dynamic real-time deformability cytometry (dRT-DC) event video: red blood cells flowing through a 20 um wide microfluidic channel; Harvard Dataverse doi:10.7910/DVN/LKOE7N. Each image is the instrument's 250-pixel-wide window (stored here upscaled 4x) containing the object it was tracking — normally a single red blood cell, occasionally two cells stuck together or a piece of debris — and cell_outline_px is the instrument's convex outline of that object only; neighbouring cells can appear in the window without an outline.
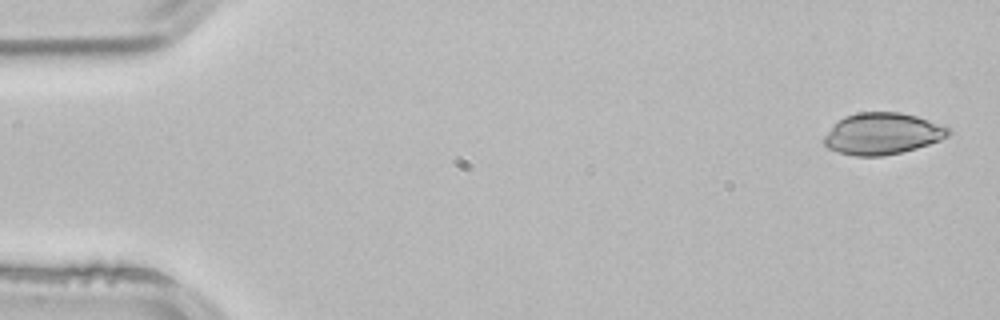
{"species": "common noctule bat (a hibernating species)", "species_latin": "Nyctalus noctula", "temperature_condition": "room temperature", "stored_images_in_passage": 2, "segment_of_instrument_passage": [2, 2], "camera_frame_rate_fps": 3000, "um_per_image_px": 0.085, "animal": {"sex": "male", "body_mass_g": 21.5, "forearm_length_mm": 52.0}, "frame": {"image": 1, "passage_image": 2, "time_ms": 0.333, "image_size_px": [1000, 320], "cell_outline_px": [[952, 132], [948, 136], [940, 140], [916, 148], [884, 156], [856, 156], [840, 152], [828, 148], [824, 144], [824, 136], [844, 116], [860, 112], [900, 112], [916, 116], [952, 128]], "centroid_in_image_um": [75.04, 11.36], "position_along_channel_um": 10.0, "area_um2": 29.88}}